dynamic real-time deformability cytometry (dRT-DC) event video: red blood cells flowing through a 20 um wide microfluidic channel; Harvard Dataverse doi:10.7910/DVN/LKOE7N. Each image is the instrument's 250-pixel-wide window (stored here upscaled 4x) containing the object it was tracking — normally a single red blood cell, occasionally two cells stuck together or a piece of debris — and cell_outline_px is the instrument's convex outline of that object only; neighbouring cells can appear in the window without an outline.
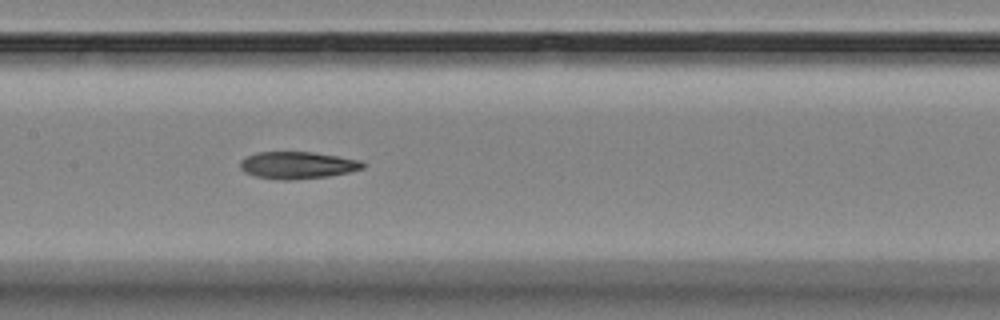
{"species": "Egyptian fruit bat (a non-hibernating species)", "species_latin": "Rousettus aegyptiacus", "temperature_condition": "room temperature", "stored_images_in_passage": 7, "camera_frame_rate_fps": 3000, "um_per_image_px": 0.085, "animal": {"sex": "female"}, "frame": {"image": 1, "passage_image": 6, "time_ms": 5.667, "image_size_px": [1000, 320], "cell_outline_px": [[364, 168], [348, 172], [328, 176], [292, 180], [276, 180], [256, 176], [244, 172], [240, 168], [240, 160], [256, 152], [312, 152], [360, 160], [364, 164]], "centroid_in_image_um": [25.25, 14.05], "position_along_channel_um": 182.2, "area_um2": 19.31}}
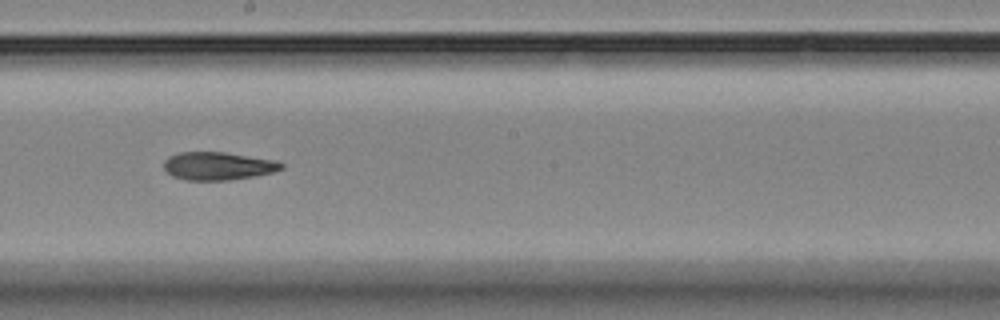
{"frame": {"image": 2, "passage_image": 7, "time_ms": 7.0, "image_size_px": [1000, 320], "cell_outline_px": [[284, 168], [272, 172], [256, 176], [228, 180], [184, 180], [172, 176], [164, 168], [164, 160], [168, 156], [180, 152], [224, 152], [280, 160], [284, 164]], "centroid_in_image_um": [18.57, 14.1], "position_along_channel_um": 229.6, "area_um2": 19.42}}